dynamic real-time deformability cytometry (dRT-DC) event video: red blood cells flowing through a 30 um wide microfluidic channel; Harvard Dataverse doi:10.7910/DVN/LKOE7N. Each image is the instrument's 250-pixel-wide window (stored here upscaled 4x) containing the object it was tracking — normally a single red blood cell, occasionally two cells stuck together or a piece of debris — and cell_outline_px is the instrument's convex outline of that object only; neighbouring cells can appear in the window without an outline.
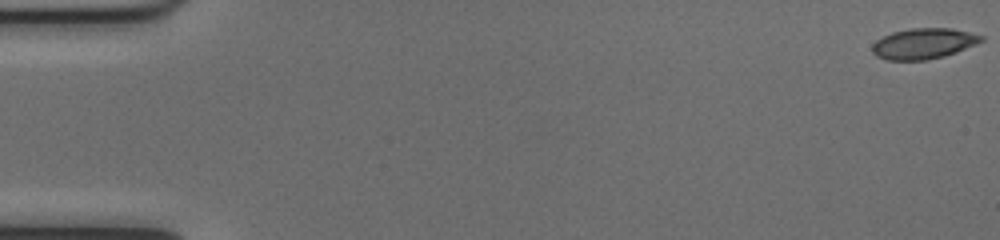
{"species": "common noctule bat (a hibernating species)", "species_latin": "Nyctalus noctula", "temperature_condition": "cold", "stored_images_in_passage": 52, "camera_frame_rate_fps": 3000, "um_per_image_px": 0.085, "animal": {"sex": "female", "body_mass_g": 17.0, "forearm_length_mm": 48.0}, "frame": {"image": 1, "passage_image": 1, "time_ms": 0.0, "image_size_px": [1000, 240], "cell_outline_px": [[984, 40], [976, 44], [956, 52], [944, 56], [928, 60], [888, 60], [876, 56], [872, 52], [872, 44], [876, 40], [892, 32], [912, 28], [952, 28], [984, 36]], "centroid_in_image_um": [78.49, 3.7], "position_along_channel_um": 6.5, "area_um2": 19.48}}
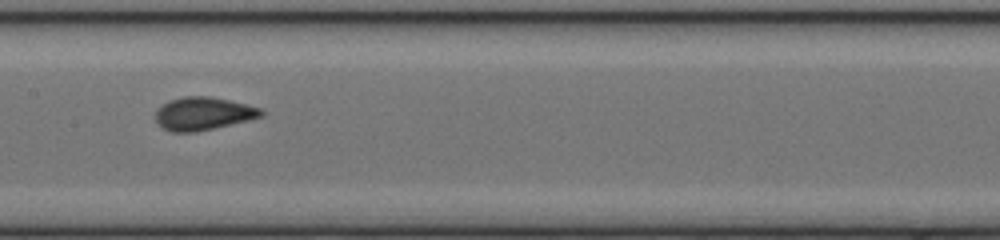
{"frame": {"image": 2, "passage_image": 27, "time_ms": 8.667, "image_size_px": [1000, 240], "cell_outline_px": [[264, 116], [248, 120], [196, 132], [172, 132], [164, 128], [156, 120], [156, 112], [168, 100], [184, 96], [208, 96], [228, 100], [260, 108], [264, 112]], "centroid_in_image_um": [17.28, 9.65], "position_along_channel_um": 190.1, "area_um2": 20.0}}
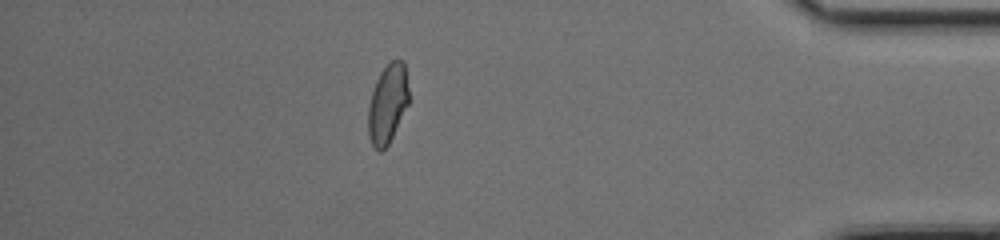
{"frame": {"image": 3, "passage_image": 46, "time_ms": 15.0, "image_size_px": [1000, 240], "cell_outline_px": [[408, 104], [388, 144], [380, 152], [372, 144], [368, 136], [368, 104], [376, 80], [380, 72], [392, 60], [400, 60], [404, 64], [408, 88]], "centroid_in_image_um": [32.92, 8.82], "position_along_channel_um": 402.3, "area_um2": 18.38}, "authors_computed_cell_mechanics": {"area_um2": 19.5364, "velocity_mm_per_s": 4.0128, "shape_relaxation_time_tau1_ms": 3.5175, "shape_relaxation_time_tau2_ms": 0.7801, "deformation_change_tau1": 0.1194, "deformation_change_tau2": 0.0386}}